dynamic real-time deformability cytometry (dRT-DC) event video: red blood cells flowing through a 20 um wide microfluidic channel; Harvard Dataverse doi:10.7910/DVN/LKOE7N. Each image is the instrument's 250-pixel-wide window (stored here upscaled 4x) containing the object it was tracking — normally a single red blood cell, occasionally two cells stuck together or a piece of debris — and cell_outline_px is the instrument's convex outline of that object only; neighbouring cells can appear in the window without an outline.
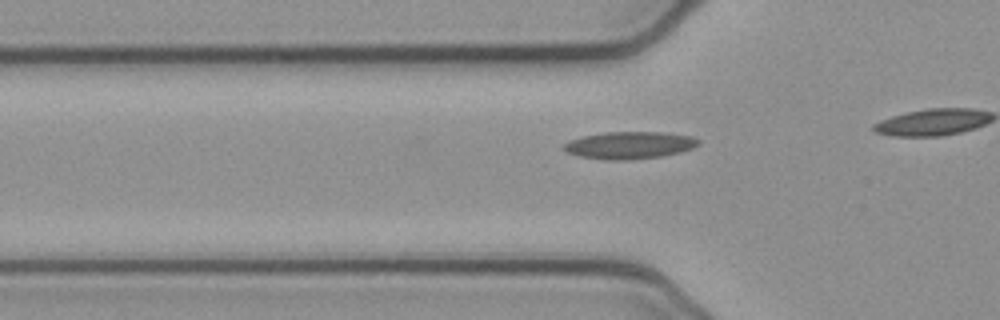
{"species": "common noctule bat (a hibernating species)", "species_latin": "Nyctalus noctula", "temperature_condition": "cold", "stored_images_in_passage": 13, "camera_frame_rate_fps": 3000, "um_per_image_px": 0.085, "animal": {"sex": "female", "body_mass_g": 21.9}, "frame": {"image": 1, "passage_image": 8, "time_ms": 2.333, "image_size_px": [1000, 320], "cell_outline_px": [[700, 144], [692, 148], [680, 152], [660, 156], [624, 160], [604, 160], [580, 156], [568, 152], [560, 148], [568, 140], [580, 136], [604, 132], [660, 132], [692, 136], [700, 140]], "centroid_in_image_um": [53.46, 12.33], "position_along_channel_um": 72.3, "area_um2": 21.44}}